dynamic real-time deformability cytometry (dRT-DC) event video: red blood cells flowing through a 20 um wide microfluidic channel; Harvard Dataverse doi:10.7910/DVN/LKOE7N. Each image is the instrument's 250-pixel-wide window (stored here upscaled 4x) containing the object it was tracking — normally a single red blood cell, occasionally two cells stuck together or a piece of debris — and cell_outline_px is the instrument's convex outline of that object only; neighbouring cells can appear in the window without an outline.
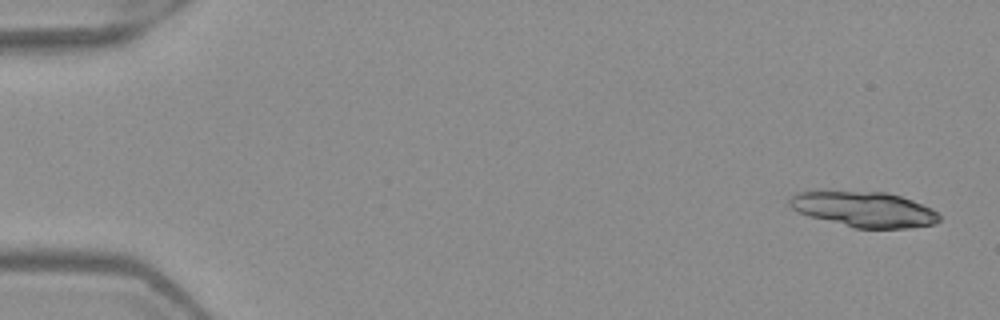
{"species": "Egyptian fruit bat (a non-hibernating species)", "species_latin": "Rousettus aegyptiacus", "temperature_condition": "warm", "stored_images_in_passage": 1, "camera_frame_rate_fps": 3000, "um_per_image_px": 0.085, "frame": {"image": 1, "passage_image": 1, "time_ms": 0.0, "image_size_px": [1000, 320], "cell_outline_px": [[940, 220], [936, 224], [908, 228], [856, 228], [808, 216], [792, 208], [788, 204], [788, 196], [796, 192], [816, 188], [888, 192], [912, 200], [932, 208], [940, 216]], "centroid_in_image_um": [73.35, 17.73], "position_along_channel_um": 11.7, "area_um2": 32.02}}